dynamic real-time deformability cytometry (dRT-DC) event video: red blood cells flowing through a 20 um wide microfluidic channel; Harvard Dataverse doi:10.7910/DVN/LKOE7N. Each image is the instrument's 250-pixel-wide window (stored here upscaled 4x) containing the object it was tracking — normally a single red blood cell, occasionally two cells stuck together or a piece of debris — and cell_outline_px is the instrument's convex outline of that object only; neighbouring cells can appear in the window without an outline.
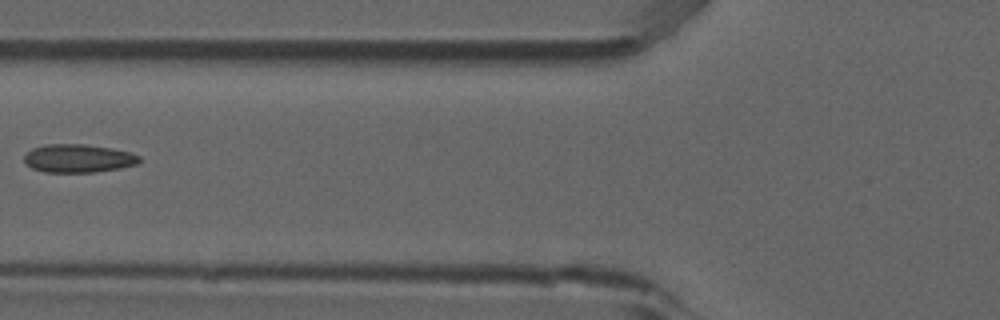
{"species": "common noctule bat (a hibernating species)", "species_latin": "Nyctalus noctula", "temperature_condition": "room temperature", "stored_images_in_passage": 5, "camera_frame_rate_fps": 3000, "um_per_image_px": 0.085, "animal": {"sex": "male", "forearm_length_mm": 52.5}, "frame": {"image": 1, "passage_image": 4, "time_ms": 1.0, "image_size_px": [1000, 320], "cell_outline_px": [[140, 160], [136, 164], [96, 172], [44, 172], [32, 168], [24, 160], [24, 156], [32, 148], [44, 144], [84, 144], [112, 148], [132, 152], [140, 156]], "centroid_in_image_um": [6.65, 13.45], "position_along_channel_um": 119.2, "area_um2": 18.9}}
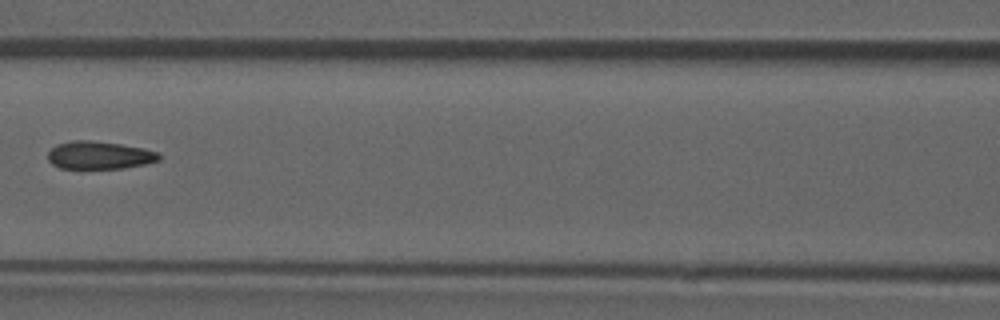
{"frame": {"image": 2, "passage_image": 5, "time_ms": 1.333, "image_size_px": [1000, 320], "cell_outline_px": [[160, 160], [144, 164], [124, 168], [60, 168], [52, 164], [48, 160], [48, 152], [56, 144], [72, 140], [88, 140], [120, 144], [144, 148], [160, 152]], "centroid_in_image_um": [8.45, 13.19], "position_along_channel_um": 158.2, "area_um2": 18.03}}